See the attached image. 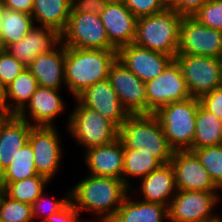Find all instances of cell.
Returning <instances> with one entry per match:
<instances>
[{
    "mask_svg": "<svg viewBox=\"0 0 222 222\" xmlns=\"http://www.w3.org/2000/svg\"><path fill=\"white\" fill-rule=\"evenodd\" d=\"M71 12V0H34L32 17L34 23L49 27L61 34Z\"/></svg>",
    "mask_w": 222,
    "mask_h": 222,
    "instance_id": "cell-25",
    "label": "cell"
},
{
    "mask_svg": "<svg viewBox=\"0 0 222 222\" xmlns=\"http://www.w3.org/2000/svg\"><path fill=\"white\" fill-rule=\"evenodd\" d=\"M174 61L181 70L191 97L199 99L222 86V58L176 55Z\"/></svg>",
    "mask_w": 222,
    "mask_h": 222,
    "instance_id": "cell-7",
    "label": "cell"
},
{
    "mask_svg": "<svg viewBox=\"0 0 222 222\" xmlns=\"http://www.w3.org/2000/svg\"><path fill=\"white\" fill-rule=\"evenodd\" d=\"M158 1L165 9H173L176 3V0H158Z\"/></svg>",
    "mask_w": 222,
    "mask_h": 222,
    "instance_id": "cell-44",
    "label": "cell"
},
{
    "mask_svg": "<svg viewBox=\"0 0 222 222\" xmlns=\"http://www.w3.org/2000/svg\"><path fill=\"white\" fill-rule=\"evenodd\" d=\"M200 104L222 120V86L199 98Z\"/></svg>",
    "mask_w": 222,
    "mask_h": 222,
    "instance_id": "cell-38",
    "label": "cell"
},
{
    "mask_svg": "<svg viewBox=\"0 0 222 222\" xmlns=\"http://www.w3.org/2000/svg\"><path fill=\"white\" fill-rule=\"evenodd\" d=\"M117 59L145 83L156 78L174 60L172 56L134 43L121 47L117 51Z\"/></svg>",
    "mask_w": 222,
    "mask_h": 222,
    "instance_id": "cell-15",
    "label": "cell"
},
{
    "mask_svg": "<svg viewBox=\"0 0 222 222\" xmlns=\"http://www.w3.org/2000/svg\"><path fill=\"white\" fill-rule=\"evenodd\" d=\"M33 125L17 115H11L0 128V173L14 160L16 154L28 143Z\"/></svg>",
    "mask_w": 222,
    "mask_h": 222,
    "instance_id": "cell-22",
    "label": "cell"
},
{
    "mask_svg": "<svg viewBox=\"0 0 222 222\" xmlns=\"http://www.w3.org/2000/svg\"><path fill=\"white\" fill-rule=\"evenodd\" d=\"M124 150H140L170 163L174 150L169 146L161 123L154 114L130 115L119 128Z\"/></svg>",
    "mask_w": 222,
    "mask_h": 222,
    "instance_id": "cell-3",
    "label": "cell"
},
{
    "mask_svg": "<svg viewBox=\"0 0 222 222\" xmlns=\"http://www.w3.org/2000/svg\"><path fill=\"white\" fill-rule=\"evenodd\" d=\"M85 163L90 175L123 180L124 147L120 139L85 150Z\"/></svg>",
    "mask_w": 222,
    "mask_h": 222,
    "instance_id": "cell-20",
    "label": "cell"
},
{
    "mask_svg": "<svg viewBox=\"0 0 222 222\" xmlns=\"http://www.w3.org/2000/svg\"><path fill=\"white\" fill-rule=\"evenodd\" d=\"M59 91L58 89L39 86L17 116L30 124L32 123L33 126H54L52 122H54L56 116L60 115L62 111L64 112L66 105ZM29 116L34 122L29 121Z\"/></svg>",
    "mask_w": 222,
    "mask_h": 222,
    "instance_id": "cell-19",
    "label": "cell"
},
{
    "mask_svg": "<svg viewBox=\"0 0 222 222\" xmlns=\"http://www.w3.org/2000/svg\"><path fill=\"white\" fill-rule=\"evenodd\" d=\"M142 201L160 203L168 207L169 202L178 191L175 172L170 163L163 164L146 177L140 179Z\"/></svg>",
    "mask_w": 222,
    "mask_h": 222,
    "instance_id": "cell-23",
    "label": "cell"
},
{
    "mask_svg": "<svg viewBox=\"0 0 222 222\" xmlns=\"http://www.w3.org/2000/svg\"><path fill=\"white\" fill-rule=\"evenodd\" d=\"M57 46L49 52L38 54L27 68L39 86L60 90L61 84L65 85L66 47L62 42Z\"/></svg>",
    "mask_w": 222,
    "mask_h": 222,
    "instance_id": "cell-21",
    "label": "cell"
},
{
    "mask_svg": "<svg viewBox=\"0 0 222 222\" xmlns=\"http://www.w3.org/2000/svg\"><path fill=\"white\" fill-rule=\"evenodd\" d=\"M219 196L218 192L178 190L167 207V219L170 222H219L222 217L212 212Z\"/></svg>",
    "mask_w": 222,
    "mask_h": 222,
    "instance_id": "cell-8",
    "label": "cell"
},
{
    "mask_svg": "<svg viewBox=\"0 0 222 222\" xmlns=\"http://www.w3.org/2000/svg\"><path fill=\"white\" fill-rule=\"evenodd\" d=\"M83 105L97 111L118 128L130 116L122 106L110 81L97 82L76 97Z\"/></svg>",
    "mask_w": 222,
    "mask_h": 222,
    "instance_id": "cell-16",
    "label": "cell"
},
{
    "mask_svg": "<svg viewBox=\"0 0 222 222\" xmlns=\"http://www.w3.org/2000/svg\"><path fill=\"white\" fill-rule=\"evenodd\" d=\"M193 152L215 185L222 190V144L194 149Z\"/></svg>",
    "mask_w": 222,
    "mask_h": 222,
    "instance_id": "cell-32",
    "label": "cell"
},
{
    "mask_svg": "<svg viewBox=\"0 0 222 222\" xmlns=\"http://www.w3.org/2000/svg\"><path fill=\"white\" fill-rule=\"evenodd\" d=\"M104 4H124L125 0H102Z\"/></svg>",
    "mask_w": 222,
    "mask_h": 222,
    "instance_id": "cell-46",
    "label": "cell"
},
{
    "mask_svg": "<svg viewBox=\"0 0 222 222\" xmlns=\"http://www.w3.org/2000/svg\"><path fill=\"white\" fill-rule=\"evenodd\" d=\"M149 114L170 103L190 98L185 79L173 60L156 78L145 83Z\"/></svg>",
    "mask_w": 222,
    "mask_h": 222,
    "instance_id": "cell-11",
    "label": "cell"
},
{
    "mask_svg": "<svg viewBox=\"0 0 222 222\" xmlns=\"http://www.w3.org/2000/svg\"><path fill=\"white\" fill-rule=\"evenodd\" d=\"M162 165L163 163L158 158L150 156L143 149L124 150L123 182L133 190L132 183L130 186L127 179L128 175L142 179Z\"/></svg>",
    "mask_w": 222,
    "mask_h": 222,
    "instance_id": "cell-30",
    "label": "cell"
},
{
    "mask_svg": "<svg viewBox=\"0 0 222 222\" xmlns=\"http://www.w3.org/2000/svg\"><path fill=\"white\" fill-rule=\"evenodd\" d=\"M60 42L61 34L56 30L34 24L25 37L4 49L28 67L38 54L53 50Z\"/></svg>",
    "mask_w": 222,
    "mask_h": 222,
    "instance_id": "cell-18",
    "label": "cell"
},
{
    "mask_svg": "<svg viewBox=\"0 0 222 222\" xmlns=\"http://www.w3.org/2000/svg\"><path fill=\"white\" fill-rule=\"evenodd\" d=\"M222 144V120L201 104L196 113L193 150Z\"/></svg>",
    "mask_w": 222,
    "mask_h": 222,
    "instance_id": "cell-26",
    "label": "cell"
},
{
    "mask_svg": "<svg viewBox=\"0 0 222 222\" xmlns=\"http://www.w3.org/2000/svg\"><path fill=\"white\" fill-rule=\"evenodd\" d=\"M37 175L34 153L30 144L27 143L18 151L12 163L0 173V190L9 183Z\"/></svg>",
    "mask_w": 222,
    "mask_h": 222,
    "instance_id": "cell-29",
    "label": "cell"
},
{
    "mask_svg": "<svg viewBox=\"0 0 222 222\" xmlns=\"http://www.w3.org/2000/svg\"><path fill=\"white\" fill-rule=\"evenodd\" d=\"M50 180L42 175L32 176L24 180L9 183L2 191L10 198L32 204L46 189Z\"/></svg>",
    "mask_w": 222,
    "mask_h": 222,
    "instance_id": "cell-31",
    "label": "cell"
},
{
    "mask_svg": "<svg viewBox=\"0 0 222 222\" xmlns=\"http://www.w3.org/2000/svg\"><path fill=\"white\" fill-rule=\"evenodd\" d=\"M70 191V200L80 212L91 211L98 222H109L131 190L121 179L88 174Z\"/></svg>",
    "mask_w": 222,
    "mask_h": 222,
    "instance_id": "cell-1",
    "label": "cell"
},
{
    "mask_svg": "<svg viewBox=\"0 0 222 222\" xmlns=\"http://www.w3.org/2000/svg\"><path fill=\"white\" fill-rule=\"evenodd\" d=\"M124 4L137 18L157 14L165 9L158 0H125Z\"/></svg>",
    "mask_w": 222,
    "mask_h": 222,
    "instance_id": "cell-37",
    "label": "cell"
},
{
    "mask_svg": "<svg viewBox=\"0 0 222 222\" xmlns=\"http://www.w3.org/2000/svg\"><path fill=\"white\" fill-rule=\"evenodd\" d=\"M0 219L3 222H32L31 205L14 200L0 190Z\"/></svg>",
    "mask_w": 222,
    "mask_h": 222,
    "instance_id": "cell-33",
    "label": "cell"
},
{
    "mask_svg": "<svg viewBox=\"0 0 222 222\" xmlns=\"http://www.w3.org/2000/svg\"><path fill=\"white\" fill-rule=\"evenodd\" d=\"M80 212L70 201L62 210L51 215L42 222H82L80 221Z\"/></svg>",
    "mask_w": 222,
    "mask_h": 222,
    "instance_id": "cell-40",
    "label": "cell"
},
{
    "mask_svg": "<svg viewBox=\"0 0 222 222\" xmlns=\"http://www.w3.org/2000/svg\"><path fill=\"white\" fill-rule=\"evenodd\" d=\"M78 101L70 116L68 130L85 150L94 146L112 143L119 137V128L97 111Z\"/></svg>",
    "mask_w": 222,
    "mask_h": 222,
    "instance_id": "cell-6",
    "label": "cell"
},
{
    "mask_svg": "<svg viewBox=\"0 0 222 222\" xmlns=\"http://www.w3.org/2000/svg\"><path fill=\"white\" fill-rule=\"evenodd\" d=\"M207 1L209 0H176L173 10L183 16H192Z\"/></svg>",
    "mask_w": 222,
    "mask_h": 222,
    "instance_id": "cell-41",
    "label": "cell"
},
{
    "mask_svg": "<svg viewBox=\"0 0 222 222\" xmlns=\"http://www.w3.org/2000/svg\"><path fill=\"white\" fill-rule=\"evenodd\" d=\"M10 116H11V115H9V114L0 113V128H1L2 124H3Z\"/></svg>",
    "mask_w": 222,
    "mask_h": 222,
    "instance_id": "cell-47",
    "label": "cell"
},
{
    "mask_svg": "<svg viewBox=\"0 0 222 222\" xmlns=\"http://www.w3.org/2000/svg\"><path fill=\"white\" fill-rule=\"evenodd\" d=\"M99 15L109 43L117 51L134 43L137 17L125 4H105Z\"/></svg>",
    "mask_w": 222,
    "mask_h": 222,
    "instance_id": "cell-17",
    "label": "cell"
},
{
    "mask_svg": "<svg viewBox=\"0 0 222 222\" xmlns=\"http://www.w3.org/2000/svg\"><path fill=\"white\" fill-rule=\"evenodd\" d=\"M177 55L222 58V31L200 24L192 16H184Z\"/></svg>",
    "mask_w": 222,
    "mask_h": 222,
    "instance_id": "cell-10",
    "label": "cell"
},
{
    "mask_svg": "<svg viewBox=\"0 0 222 222\" xmlns=\"http://www.w3.org/2000/svg\"><path fill=\"white\" fill-rule=\"evenodd\" d=\"M4 5H3V2H2V0H0V36H1V31H2V26H1V24H2V18H3V12H4Z\"/></svg>",
    "mask_w": 222,
    "mask_h": 222,
    "instance_id": "cell-45",
    "label": "cell"
},
{
    "mask_svg": "<svg viewBox=\"0 0 222 222\" xmlns=\"http://www.w3.org/2000/svg\"><path fill=\"white\" fill-rule=\"evenodd\" d=\"M200 24L222 31V0H209L192 15Z\"/></svg>",
    "mask_w": 222,
    "mask_h": 222,
    "instance_id": "cell-34",
    "label": "cell"
},
{
    "mask_svg": "<svg viewBox=\"0 0 222 222\" xmlns=\"http://www.w3.org/2000/svg\"><path fill=\"white\" fill-rule=\"evenodd\" d=\"M168 218L167 206L160 203L134 201L129 193L109 222H163Z\"/></svg>",
    "mask_w": 222,
    "mask_h": 222,
    "instance_id": "cell-24",
    "label": "cell"
},
{
    "mask_svg": "<svg viewBox=\"0 0 222 222\" xmlns=\"http://www.w3.org/2000/svg\"><path fill=\"white\" fill-rule=\"evenodd\" d=\"M27 68L5 49H0V82L6 87Z\"/></svg>",
    "mask_w": 222,
    "mask_h": 222,
    "instance_id": "cell-36",
    "label": "cell"
},
{
    "mask_svg": "<svg viewBox=\"0 0 222 222\" xmlns=\"http://www.w3.org/2000/svg\"><path fill=\"white\" fill-rule=\"evenodd\" d=\"M44 192L31 204L32 217H43L40 222L45 221L51 215L62 210L71 200H70V191L66 194L65 197L60 200H50L49 198H44ZM44 202L47 204H44ZM49 202V203H48ZM46 207V208H45ZM42 212V213H41ZM44 213V214H43Z\"/></svg>",
    "mask_w": 222,
    "mask_h": 222,
    "instance_id": "cell-35",
    "label": "cell"
},
{
    "mask_svg": "<svg viewBox=\"0 0 222 222\" xmlns=\"http://www.w3.org/2000/svg\"><path fill=\"white\" fill-rule=\"evenodd\" d=\"M183 17L173 9H164L160 13L137 18L134 44L174 58Z\"/></svg>",
    "mask_w": 222,
    "mask_h": 222,
    "instance_id": "cell-4",
    "label": "cell"
},
{
    "mask_svg": "<svg viewBox=\"0 0 222 222\" xmlns=\"http://www.w3.org/2000/svg\"><path fill=\"white\" fill-rule=\"evenodd\" d=\"M200 101L190 97L161 107L154 115L161 123L169 146L174 150L193 151L196 113Z\"/></svg>",
    "mask_w": 222,
    "mask_h": 222,
    "instance_id": "cell-5",
    "label": "cell"
},
{
    "mask_svg": "<svg viewBox=\"0 0 222 222\" xmlns=\"http://www.w3.org/2000/svg\"><path fill=\"white\" fill-rule=\"evenodd\" d=\"M117 50L66 47L65 86L76 98L86 88L108 79Z\"/></svg>",
    "mask_w": 222,
    "mask_h": 222,
    "instance_id": "cell-2",
    "label": "cell"
},
{
    "mask_svg": "<svg viewBox=\"0 0 222 222\" xmlns=\"http://www.w3.org/2000/svg\"><path fill=\"white\" fill-rule=\"evenodd\" d=\"M7 9L32 14L34 0H2Z\"/></svg>",
    "mask_w": 222,
    "mask_h": 222,
    "instance_id": "cell-42",
    "label": "cell"
},
{
    "mask_svg": "<svg viewBox=\"0 0 222 222\" xmlns=\"http://www.w3.org/2000/svg\"><path fill=\"white\" fill-rule=\"evenodd\" d=\"M34 24L31 14L4 8L0 49L21 40L28 34Z\"/></svg>",
    "mask_w": 222,
    "mask_h": 222,
    "instance_id": "cell-28",
    "label": "cell"
},
{
    "mask_svg": "<svg viewBox=\"0 0 222 222\" xmlns=\"http://www.w3.org/2000/svg\"><path fill=\"white\" fill-rule=\"evenodd\" d=\"M108 80L122 106L130 115L149 114L145 82L140 80L120 60L116 59L111 65Z\"/></svg>",
    "mask_w": 222,
    "mask_h": 222,
    "instance_id": "cell-12",
    "label": "cell"
},
{
    "mask_svg": "<svg viewBox=\"0 0 222 222\" xmlns=\"http://www.w3.org/2000/svg\"><path fill=\"white\" fill-rule=\"evenodd\" d=\"M61 42L77 49L116 50L109 43L100 15L94 13H70Z\"/></svg>",
    "mask_w": 222,
    "mask_h": 222,
    "instance_id": "cell-9",
    "label": "cell"
},
{
    "mask_svg": "<svg viewBox=\"0 0 222 222\" xmlns=\"http://www.w3.org/2000/svg\"><path fill=\"white\" fill-rule=\"evenodd\" d=\"M0 113L8 114L6 88L1 82H0Z\"/></svg>",
    "mask_w": 222,
    "mask_h": 222,
    "instance_id": "cell-43",
    "label": "cell"
},
{
    "mask_svg": "<svg viewBox=\"0 0 222 222\" xmlns=\"http://www.w3.org/2000/svg\"><path fill=\"white\" fill-rule=\"evenodd\" d=\"M38 87L37 79L28 68H25L19 76L5 87L8 114L17 115L30 101Z\"/></svg>",
    "mask_w": 222,
    "mask_h": 222,
    "instance_id": "cell-27",
    "label": "cell"
},
{
    "mask_svg": "<svg viewBox=\"0 0 222 222\" xmlns=\"http://www.w3.org/2000/svg\"><path fill=\"white\" fill-rule=\"evenodd\" d=\"M102 0H71L70 13H94L100 14L104 7Z\"/></svg>",
    "mask_w": 222,
    "mask_h": 222,
    "instance_id": "cell-39",
    "label": "cell"
},
{
    "mask_svg": "<svg viewBox=\"0 0 222 222\" xmlns=\"http://www.w3.org/2000/svg\"><path fill=\"white\" fill-rule=\"evenodd\" d=\"M54 126H32L28 143L32 147L39 175L51 180L59 169L62 156L59 134Z\"/></svg>",
    "mask_w": 222,
    "mask_h": 222,
    "instance_id": "cell-13",
    "label": "cell"
},
{
    "mask_svg": "<svg viewBox=\"0 0 222 222\" xmlns=\"http://www.w3.org/2000/svg\"><path fill=\"white\" fill-rule=\"evenodd\" d=\"M170 164L175 172L178 190L203 192H218L220 190L193 151H174Z\"/></svg>",
    "mask_w": 222,
    "mask_h": 222,
    "instance_id": "cell-14",
    "label": "cell"
}]
</instances>
